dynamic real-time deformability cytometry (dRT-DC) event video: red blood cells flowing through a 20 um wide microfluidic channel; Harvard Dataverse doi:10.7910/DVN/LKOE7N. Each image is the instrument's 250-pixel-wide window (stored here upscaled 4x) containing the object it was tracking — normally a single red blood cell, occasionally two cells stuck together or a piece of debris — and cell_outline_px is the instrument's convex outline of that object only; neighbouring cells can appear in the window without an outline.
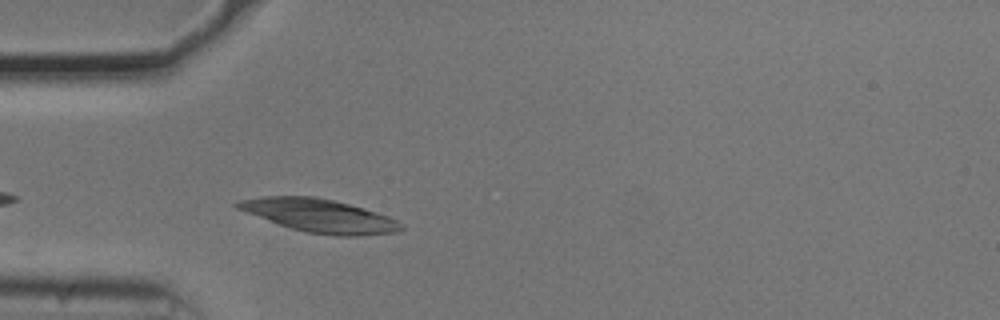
{"species": "common noctule bat (a hibernating species)", "species_latin": "Nyctalus noctula", "temperature_condition": "cold", "stored_images_in_passage": 32, "camera_frame_rate_fps": 3000, "um_per_image_px": 0.085, "animal": {"sex": "male", "body_mass_g": 20.5, "forearm_length_mm": 52.5}, "frame": {"image": 1, "passage_image": 4, "time_ms": 1.0, "image_size_px": [1000, 320], "cell_outline_px": [[404, 228], [396, 232], [364, 236], [332, 236], [308, 232], [292, 228], [280, 224], [236, 208], [232, 204], [240, 200], [264, 196], [316, 196], [364, 208], [388, 216], [404, 224]], "centroid_in_image_um": [27.2, 18.33], "position_along_channel_um": 57.8, "area_um2": 31.44}}
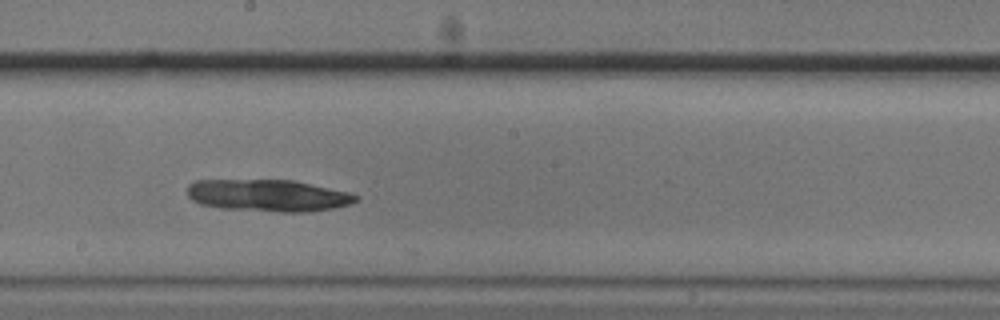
{"frame": {"image": 2, "passage_image": 18, "time_ms": 5.667, "image_size_px": [1000, 320], "cell_outline_px": [[360, 196], [352, 204], [332, 208], [304, 212], [280, 212], [224, 208], [200, 204], [192, 200], [188, 196], [188, 184], [196, 180], [292, 180], [348, 192]], "centroid_in_image_um": [22.78, 16.61], "position_along_channel_um": 225.4, "area_um2": 31.21}}
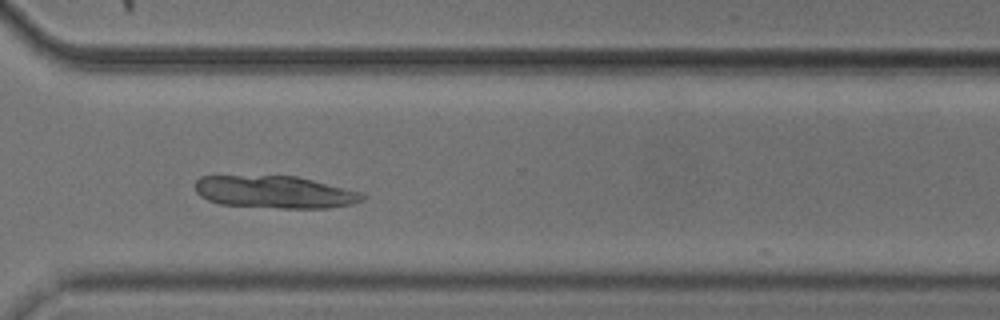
{"frame": {"image": 3, "passage_image": 28, "time_ms": 9.0, "image_size_px": [1000, 320], "cell_outline_px": [[368, 196], [364, 200], [352, 204], [328, 208], [280, 208], [220, 204], [208, 200], [200, 196], [196, 192], [196, 180], [200, 176], [296, 176], [364, 192]], "centroid_in_image_um": [23.42, 16.33], "position_along_channel_um": 347.2, "area_um2": 31.73}}